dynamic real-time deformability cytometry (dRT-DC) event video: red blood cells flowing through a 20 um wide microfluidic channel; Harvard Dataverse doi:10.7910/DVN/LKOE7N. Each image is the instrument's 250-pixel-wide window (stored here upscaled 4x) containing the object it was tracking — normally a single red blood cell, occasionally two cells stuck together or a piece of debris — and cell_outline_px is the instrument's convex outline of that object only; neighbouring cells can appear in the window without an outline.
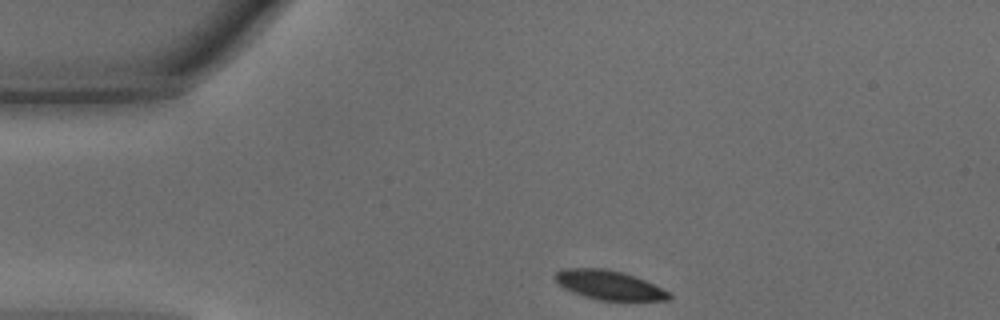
{"species": "common noctule bat (a hibernating species)", "species_latin": "Nyctalus noctula", "temperature_condition": "warm", "stored_images_in_passage": 29, "camera_frame_rate_fps": 3000, "um_per_image_px": 0.085, "animal": {"sex": "male", "body_mass_g": 15.6}, "frame": {"image": 1, "passage_image": 1, "time_ms": 0.0, "image_size_px": [1000, 320], "cell_outline_px": [[672, 300], [600, 300], [584, 296], [564, 288], [552, 276], [560, 268], [604, 268], [624, 272], [644, 280], [672, 292]], "centroid_in_image_um": [51.79, 24.22], "position_along_channel_um": 33.2, "area_um2": 19.48}}
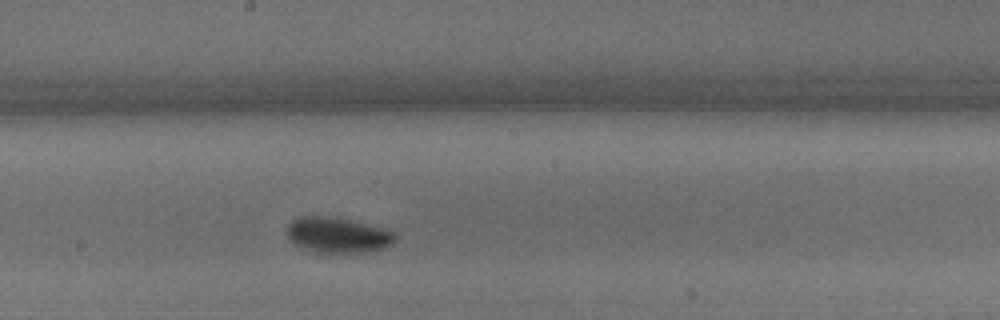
{"frame": {"image": 2, "passage_image": 17, "time_ms": 5.333, "image_size_px": [1000, 320], "cell_outline_px": [[396, 240], [392, 244], [384, 248], [368, 252], [328, 256], [316, 252], [296, 244], [288, 240], [284, 232], [288, 224], [292, 220], [300, 216], [324, 216], [348, 220], [384, 228], [396, 232]], "centroid_in_image_um": [28.69, 20.03], "position_along_channel_um": 219.5, "area_um2": 23.12}}
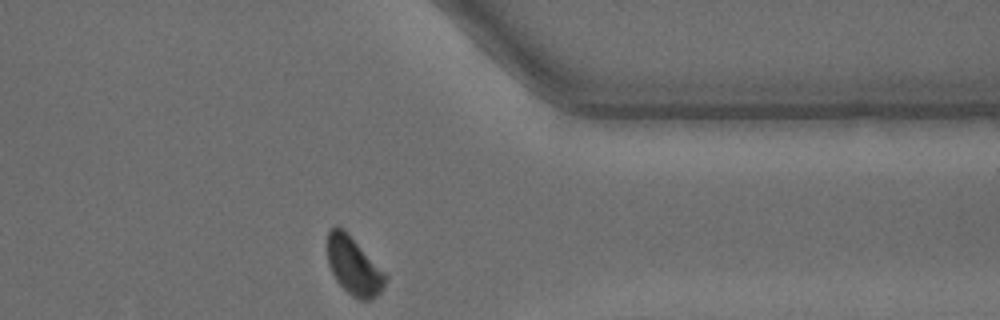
{"frame": {"image": 3, "passage_image": 29, "time_ms": 9.333, "image_size_px": [1000, 320], "cell_outline_px": [[388, 276], [380, 292], [376, 296], [368, 300], [360, 300], [352, 296], [336, 280], [328, 264], [328, 232], [332, 228], [344, 228]], "centroid_in_image_um": [30.07, 22.62], "position_along_channel_um": 381.3, "area_um2": 19.19}, "authors_computed_cell_mechanics": {"area_um2": 21.2704, "velocity_mm_per_s": 4.2923, "shape_relaxation_time_tau1_ms": 5.7742, "shape_relaxation_time_tau2_ms": null, "deformation_change_tau1": 0.1965, "deformation_change_tau2": null}}